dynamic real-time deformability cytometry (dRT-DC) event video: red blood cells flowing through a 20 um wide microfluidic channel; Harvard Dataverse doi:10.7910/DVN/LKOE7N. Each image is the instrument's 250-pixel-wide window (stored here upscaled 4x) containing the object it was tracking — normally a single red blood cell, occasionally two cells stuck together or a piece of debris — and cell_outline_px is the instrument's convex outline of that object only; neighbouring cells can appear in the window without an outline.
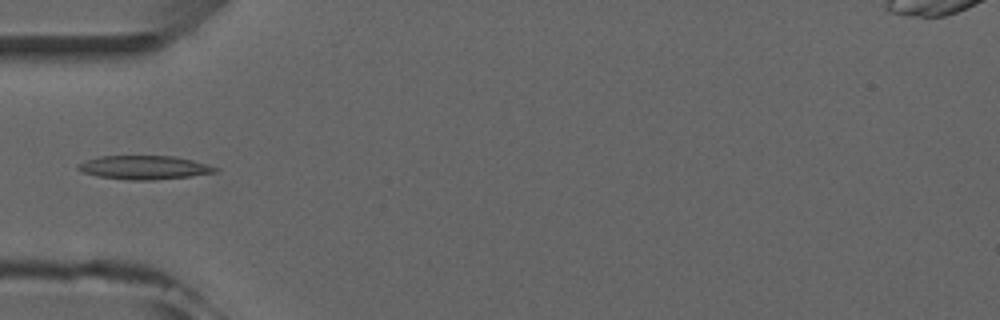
{"species": "common noctule bat (a hibernating species)", "species_latin": "Nyctalus noctula", "temperature_condition": "room temperature", "stored_images_in_passage": 6, "camera_frame_rate_fps": 3000, "um_per_image_px": 0.085, "animal": {"sex": "male", "forearm_length_mm": 52.5}, "frame": {"image": 1, "passage_image": 4, "time_ms": 3.667, "image_size_px": [1000, 320], "cell_outline_px": [[220, 168], [216, 172], [188, 176], [152, 180], [128, 180], [96, 176], [84, 172], [76, 168], [76, 164], [100, 156], [172, 156], [192, 160]], "centroid_in_image_um": [12.23, 14.24], "position_along_channel_um": 72.8, "area_um2": 18.79}}
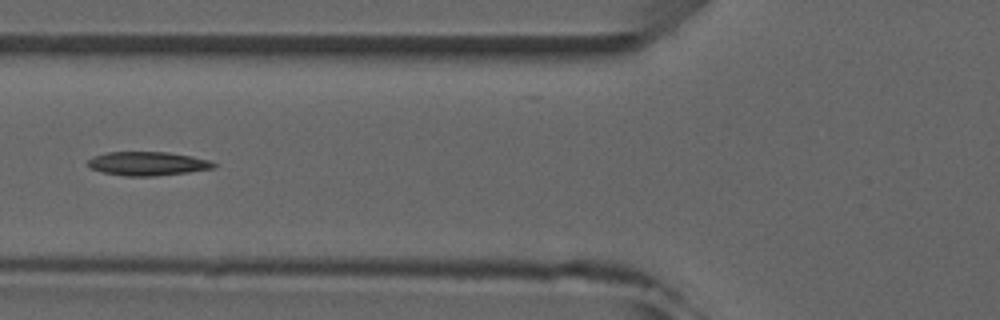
{"frame": {"image": 2, "passage_image": 5, "time_ms": 4.667, "image_size_px": [1000, 320], "cell_outline_px": [[216, 168], [188, 172], [156, 176], [128, 176], [104, 172], [88, 168], [88, 160], [92, 156], [108, 152], [168, 152], [192, 156], [208, 160], [216, 164]], "centroid_in_image_um": [12.54, 13.9], "position_along_channel_um": 113.3, "area_um2": 17.46}}
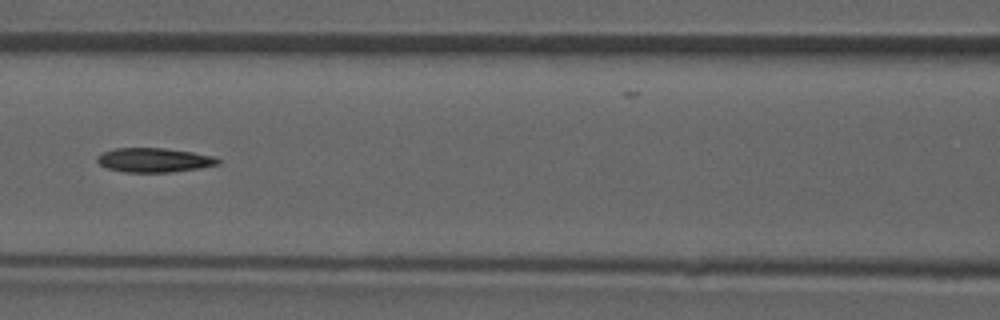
{"frame": {"image": 3, "passage_image": 6, "time_ms": 5.667, "image_size_px": [1000, 320], "cell_outline_px": [[220, 164], [200, 168], [168, 172], [124, 172], [108, 168], [100, 164], [96, 160], [96, 156], [104, 152], [116, 148], [164, 148], [192, 152], [212, 156], [220, 160]], "centroid_in_image_um": [13.09, 13.6], "position_along_channel_um": 153.5, "area_um2": 16.94}}